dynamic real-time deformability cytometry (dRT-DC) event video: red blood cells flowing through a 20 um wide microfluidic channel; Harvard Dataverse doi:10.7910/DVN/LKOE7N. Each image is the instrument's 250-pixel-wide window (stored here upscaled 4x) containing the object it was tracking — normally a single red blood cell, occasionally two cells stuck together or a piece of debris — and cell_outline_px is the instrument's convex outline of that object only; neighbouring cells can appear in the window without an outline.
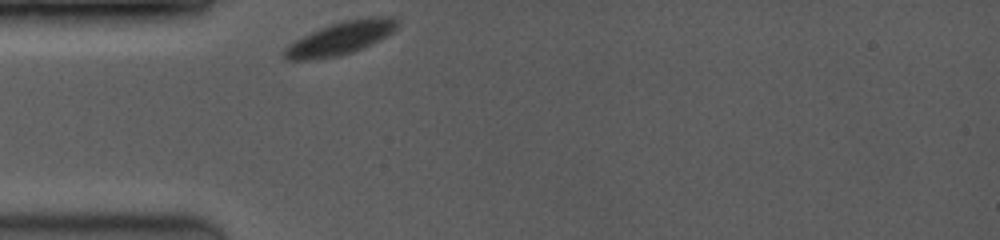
{"species": "common noctule bat (a hibernating species)", "species_latin": "Nyctalus noctula", "temperature_condition": "room temperature", "stored_images_in_passage": 6, "camera_frame_rate_fps": 3500, "um_per_image_px": 0.085, "animal": {"sex": "female", "body_mass_g": 19.0, "forearm_length_mm": 53.3}, "frame": {"image": 1, "passage_image": 1, "time_ms": 0.0, "image_size_px": [1000, 240], "cell_outline_px": [[400, 24], [392, 32], [372, 44], [352, 52], [340, 56], [308, 60], [284, 60], [280, 56], [284, 48], [288, 44], [320, 28], [344, 20], [376, 16], [396, 16]], "centroid_in_image_um": [28.93, 3.26], "position_along_channel_um": 56.1, "area_um2": 21.85}}
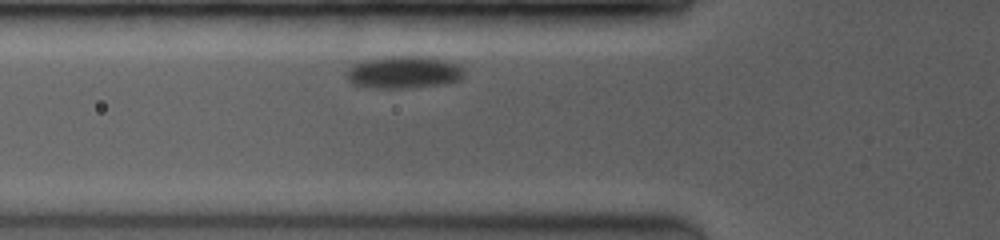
{"frame": {"image": 2, "passage_image": 4, "time_ms": 1.143, "image_size_px": [1000, 240], "cell_outline_px": [[464, 76], [460, 80], [444, 84], [412, 88], [376, 88], [352, 84], [348, 80], [344, 72], [352, 64], [364, 60], [392, 56], [416, 56], [444, 60], [456, 64], [464, 68]], "centroid_in_image_um": [34.29, 6.15], "position_along_channel_um": 91.5, "area_um2": 22.31}}
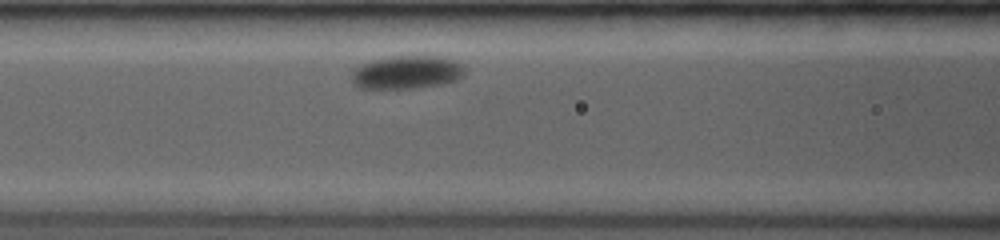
{"frame": {"image": 3, "passage_image": 6, "time_ms": 2.286, "image_size_px": [1000, 240], "cell_outline_px": [[464, 72], [456, 80], [444, 84], [412, 88], [360, 88], [352, 80], [352, 72], [360, 64], [372, 60], [392, 56], [440, 56], [456, 60], [464, 64]], "centroid_in_image_um": [34.61, 6.13], "position_along_channel_um": 132.0, "area_um2": 21.91}}